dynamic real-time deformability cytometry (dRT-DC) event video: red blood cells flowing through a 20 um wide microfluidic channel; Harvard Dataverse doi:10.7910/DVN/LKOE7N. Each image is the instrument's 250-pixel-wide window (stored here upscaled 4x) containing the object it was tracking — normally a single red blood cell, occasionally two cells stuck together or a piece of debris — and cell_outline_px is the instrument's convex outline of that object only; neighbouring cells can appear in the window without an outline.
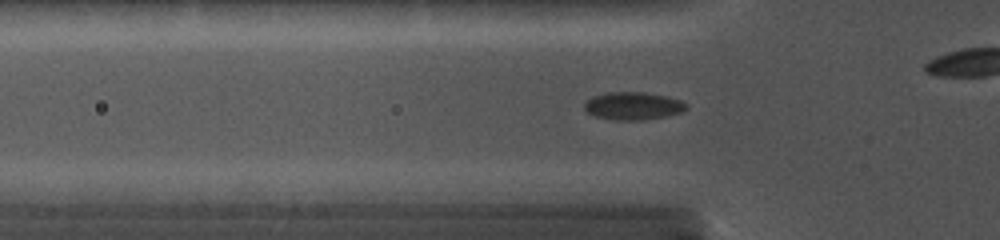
{"species": "common noctule bat (a hibernating species)", "species_latin": "Nyctalus noctula", "temperature_condition": "cold", "stored_images_in_passage": 42, "camera_frame_rate_fps": 5000, "um_per_image_px": 0.085, "animal": {"sex": "female", "body_mass_g": 19.0, "forearm_length_mm": 56.7}, "frame": {"image": 1, "passage_image": 13, "time_ms": 3.4, "image_size_px": [1000, 240], "cell_outline_px": [[688, 108], [680, 112], [664, 116], [640, 120], [616, 120], [596, 116], [588, 112], [584, 108], [584, 104], [592, 96], [608, 92], [640, 92], [664, 96], [676, 100], [684, 104]], "centroid_in_image_um": [53.74, 9.0], "position_along_channel_um": 72.1, "area_um2": 15.95}}
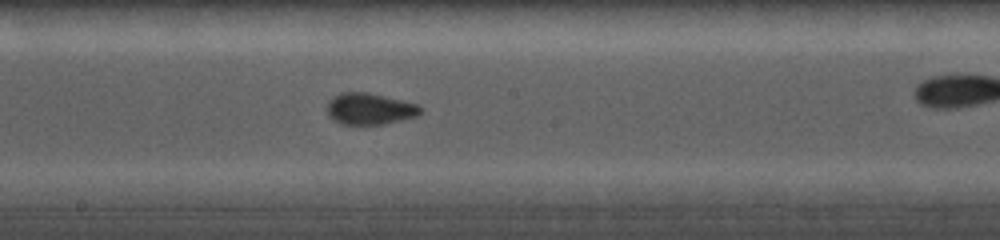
{"frame": {"image": 2, "passage_image": 24, "time_ms": 7.0, "image_size_px": [1000, 240], "cell_outline_px": [[424, 108], [416, 116], [384, 124], [340, 124], [332, 120], [328, 116], [328, 100], [332, 96], [340, 92], [368, 92], [416, 104]], "centroid_in_image_um": [31.37, 9.25], "position_along_channel_um": 216.8, "area_um2": 17.11}}
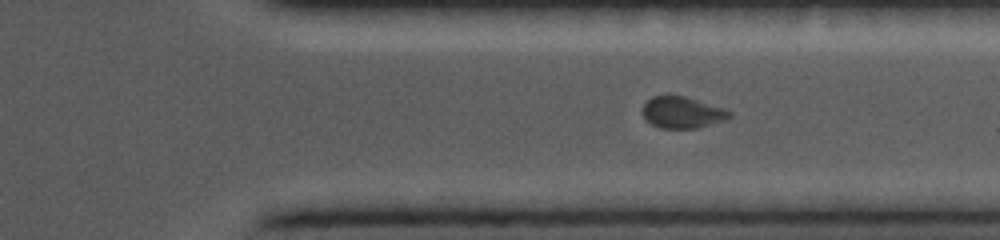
{"frame": {"image": 3, "passage_image": 37, "time_ms": 10.4, "image_size_px": [1000, 240], "cell_outline_px": [[732, 116], [724, 120], [696, 128], [660, 128], [652, 124], [644, 116], [644, 104], [652, 96], [684, 96], [724, 108], [732, 112]], "centroid_in_image_um": [58.02, 9.56], "position_along_channel_um": 353.4, "area_um2": 15.61}}